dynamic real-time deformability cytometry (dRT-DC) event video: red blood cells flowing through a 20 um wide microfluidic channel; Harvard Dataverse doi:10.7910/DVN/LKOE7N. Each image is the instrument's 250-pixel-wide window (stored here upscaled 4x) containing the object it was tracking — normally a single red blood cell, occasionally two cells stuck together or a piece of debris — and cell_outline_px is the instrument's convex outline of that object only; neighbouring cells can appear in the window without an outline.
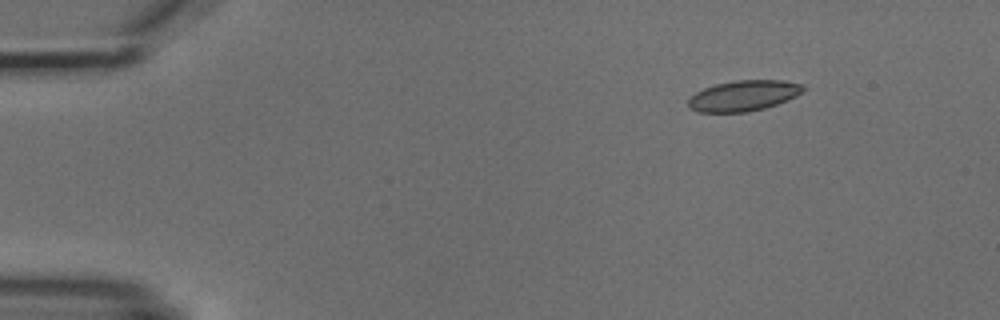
{"species": "common noctule bat (a hibernating species)", "species_latin": "Nyctalus noctula", "temperature_condition": "cold", "stored_images_in_passage": 4, "camera_frame_rate_fps": 3000, "um_per_image_px": 0.085, "animal": {"sex": "male", "body_mass_g": 18.8}, "frame": {"image": 1, "passage_image": 1, "time_ms": 0.0, "image_size_px": [1000, 320], "cell_outline_px": [[804, 92], [788, 100], [764, 108], [748, 112], [700, 112], [688, 108], [688, 100], [696, 92], [704, 88], [716, 84], [736, 80], [784, 80], [804, 84]], "centroid_in_image_um": [63.23, 8.13], "position_along_channel_um": 21.8, "area_um2": 20.58}}
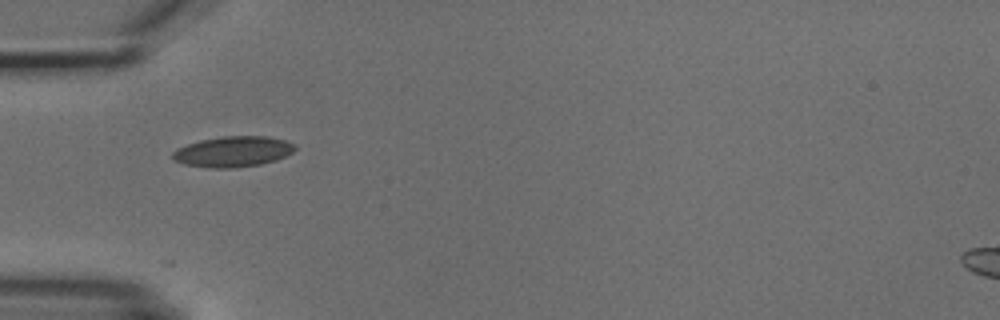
{"frame": {"image": 2, "passage_image": 3, "time_ms": 3.333, "image_size_px": [1000, 320], "cell_outline_px": [[296, 148], [292, 152], [276, 160], [260, 164], [232, 168], [208, 168], [184, 164], [172, 160], [172, 152], [176, 148], [200, 140], [224, 136], [268, 136], [284, 140], [296, 144]], "centroid_in_image_um": [19.78, 12.89], "position_along_channel_um": 65.2, "area_um2": 21.91}}